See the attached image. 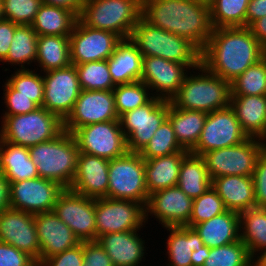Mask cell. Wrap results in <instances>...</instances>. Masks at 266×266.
Here are the masks:
<instances>
[{
  "mask_svg": "<svg viewBox=\"0 0 266 266\" xmlns=\"http://www.w3.org/2000/svg\"><path fill=\"white\" fill-rule=\"evenodd\" d=\"M35 64L36 70L42 73L68 67L71 64L69 36H38Z\"/></svg>",
  "mask_w": 266,
  "mask_h": 266,
  "instance_id": "32",
  "label": "cell"
},
{
  "mask_svg": "<svg viewBox=\"0 0 266 266\" xmlns=\"http://www.w3.org/2000/svg\"><path fill=\"white\" fill-rule=\"evenodd\" d=\"M122 38L114 32L94 29L77 20L70 41V62L73 65L107 60Z\"/></svg>",
  "mask_w": 266,
  "mask_h": 266,
  "instance_id": "15",
  "label": "cell"
},
{
  "mask_svg": "<svg viewBox=\"0 0 266 266\" xmlns=\"http://www.w3.org/2000/svg\"><path fill=\"white\" fill-rule=\"evenodd\" d=\"M73 136L79 152L112 160L128 152L120 120L99 122L78 128Z\"/></svg>",
  "mask_w": 266,
  "mask_h": 266,
  "instance_id": "11",
  "label": "cell"
},
{
  "mask_svg": "<svg viewBox=\"0 0 266 266\" xmlns=\"http://www.w3.org/2000/svg\"><path fill=\"white\" fill-rule=\"evenodd\" d=\"M34 223L40 244L39 264L81 243L53 211L35 214Z\"/></svg>",
  "mask_w": 266,
  "mask_h": 266,
  "instance_id": "21",
  "label": "cell"
},
{
  "mask_svg": "<svg viewBox=\"0 0 266 266\" xmlns=\"http://www.w3.org/2000/svg\"><path fill=\"white\" fill-rule=\"evenodd\" d=\"M97 238L114 232L143 230L146 211L142 203L111 198L95 199Z\"/></svg>",
  "mask_w": 266,
  "mask_h": 266,
  "instance_id": "10",
  "label": "cell"
},
{
  "mask_svg": "<svg viewBox=\"0 0 266 266\" xmlns=\"http://www.w3.org/2000/svg\"><path fill=\"white\" fill-rule=\"evenodd\" d=\"M0 172L12 182L39 177L28 147L0 140Z\"/></svg>",
  "mask_w": 266,
  "mask_h": 266,
  "instance_id": "29",
  "label": "cell"
},
{
  "mask_svg": "<svg viewBox=\"0 0 266 266\" xmlns=\"http://www.w3.org/2000/svg\"><path fill=\"white\" fill-rule=\"evenodd\" d=\"M240 239L253 257L266 248V208L251 207L239 214Z\"/></svg>",
  "mask_w": 266,
  "mask_h": 266,
  "instance_id": "36",
  "label": "cell"
},
{
  "mask_svg": "<svg viewBox=\"0 0 266 266\" xmlns=\"http://www.w3.org/2000/svg\"><path fill=\"white\" fill-rule=\"evenodd\" d=\"M193 199L178 186L156 191L149 195L146 211V224L149 216L154 217L161 227L186 226L191 217Z\"/></svg>",
  "mask_w": 266,
  "mask_h": 266,
  "instance_id": "19",
  "label": "cell"
},
{
  "mask_svg": "<svg viewBox=\"0 0 266 266\" xmlns=\"http://www.w3.org/2000/svg\"><path fill=\"white\" fill-rule=\"evenodd\" d=\"M203 266H252V256L241 241L210 248Z\"/></svg>",
  "mask_w": 266,
  "mask_h": 266,
  "instance_id": "44",
  "label": "cell"
},
{
  "mask_svg": "<svg viewBox=\"0 0 266 266\" xmlns=\"http://www.w3.org/2000/svg\"><path fill=\"white\" fill-rule=\"evenodd\" d=\"M37 39L38 35L33 30L32 25H18L15 29L8 55L2 61V65L16 66L14 70L32 67L37 58Z\"/></svg>",
  "mask_w": 266,
  "mask_h": 266,
  "instance_id": "35",
  "label": "cell"
},
{
  "mask_svg": "<svg viewBox=\"0 0 266 266\" xmlns=\"http://www.w3.org/2000/svg\"><path fill=\"white\" fill-rule=\"evenodd\" d=\"M226 210L223 200L211 187L201 196L193 200L190 221L186 226L193 228L196 224L210 220Z\"/></svg>",
  "mask_w": 266,
  "mask_h": 266,
  "instance_id": "46",
  "label": "cell"
},
{
  "mask_svg": "<svg viewBox=\"0 0 266 266\" xmlns=\"http://www.w3.org/2000/svg\"><path fill=\"white\" fill-rule=\"evenodd\" d=\"M164 229L169 232L165 240L166 257L169 261L165 265L192 266V252L204 245L196 230L188 226H169Z\"/></svg>",
  "mask_w": 266,
  "mask_h": 266,
  "instance_id": "30",
  "label": "cell"
},
{
  "mask_svg": "<svg viewBox=\"0 0 266 266\" xmlns=\"http://www.w3.org/2000/svg\"><path fill=\"white\" fill-rule=\"evenodd\" d=\"M10 208V182L0 172V213Z\"/></svg>",
  "mask_w": 266,
  "mask_h": 266,
  "instance_id": "57",
  "label": "cell"
},
{
  "mask_svg": "<svg viewBox=\"0 0 266 266\" xmlns=\"http://www.w3.org/2000/svg\"><path fill=\"white\" fill-rule=\"evenodd\" d=\"M210 248L203 245L201 248L194 249L191 254L192 266H203L205 260L209 256Z\"/></svg>",
  "mask_w": 266,
  "mask_h": 266,
  "instance_id": "58",
  "label": "cell"
},
{
  "mask_svg": "<svg viewBox=\"0 0 266 266\" xmlns=\"http://www.w3.org/2000/svg\"><path fill=\"white\" fill-rule=\"evenodd\" d=\"M53 212L72 230L80 242L97 240L95 198L64 189Z\"/></svg>",
  "mask_w": 266,
  "mask_h": 266,
  "instance_id": "13",
  "label": "cell"
},
{
  "mask_svg": "<svg viewBox=\"0 0 266 266\" xmlns=\"http://www.w3.org/2000/svg\"><path fill=\"white\" fill-rule=\"evenodd\" d=\"M193 228L208 248L240 240V216L234 211L226 210L210 220L196 224Z\"/></svg>",
  "mask_w": 266,
  "mask_h": 266,
  "instance_id": "27",
  "label": "cell"
},
{
  "mask_svg": "<svg viewBox=\"0 0 266 266\" xmlns=\"http://www.w3.org/2000/svg\"><path fill=\"white\" fill-rule=\"evenodd\" d=\"M112 91L119 118L129 111L145 105L153 98L149 87L142 81L116 85Z\"/></svg>",
  "mask_w": 266,
  "mask_h": 266,
  "instance_id": "42",
  "label": "cell"
},
{
  "mask_svg": "<svg viewBox=\"0 0 266 266\" xmlns=\"http://www.w3.org/2000/svg\"><path fill=\"white\" fill-rule=\"evenodd\" d=\"M265 55L266 50L248 27L213 28L201 51V64L231 83Z\"/></svg>",
  "mask_w": 266,
  "mask_h": 266,
  "instance_id": "1",
  "label": "cell"
},
{
  "mask_svg": "<svg viewBox=\"0 0 266 266\" xmlns=\"http://www.w3.org/2000/svg\"><path fill=\"white\" fill-rule=\"evenodd\" d=\"M83 242L74 248L44 259L38 266H82Z\"/></svg>",
  "mask_w": 266,
  "mask_h": 266,
  "instance_id": "50",
  "label": "cell"
},
{
  "mask_svg": "<svg viewBox=\"0 0 266 266\" xmlns=\"http://www.w3.org/2000/svg\"><path fill=\"white\" fill-rule=\"evenodd\" d=\"M0 241L31 256L39 265L40 244L34 214L8 208L0 213Z\"/></svg>",
  "mask_w": 266,
  "mask_h": 266,
  "instance_id": "20",
  "label": "cell"
},
{
  "mask_svg": "<svg viewBox=\"0 0 266 266\" xmlns=\"http://www.w3.org/2000/svg\"><path fill=\"white\" fill-rule=\"evenodd\" d=\"M82 266H113L107 252L97 241L83 242Z\"/></svg>",
  "mask_w": 266,
  "mask_h": 266,
  "instance_id": "51",
  "label": "cell"
},
{
  "mask_svg": "<svg viewBox=\"0 0 266 266\" xmlns=\"http://www.w3.org/2000/svg\"><path fill=\"white\" fill-rule=\"evenodd\" d=\"M211 182L203 157L188 152L180 166L177 186L194 200L211 188Z\"/></svg>",
  "mask_w": 266,
  "mask_h": 266,
  "instance_id": "33",
  "label": "cell"
},
{
  "mask_svg": "<svg viewBox=\"0 0 266 266\" xmlns=\"http://www.w3.org/2000/svg\"><path fill=\"white\" fill-rule=\"evenodd\" d=\"M18 25L8 19L0 20V62L8 55L11 41Z\"/></svg>",
  "mask_w": 266,
  "mask_h": 266,
  "instance_id": "53",
  "label": "cell"
},
{
  "mask_svg": "<svg viewBox=\"0 0 266 266\" xmlns=\"http://www.w3.org/2000/svg\"><path fill=\"white\" fill-rule=\"evenodd\" d=\"M263 151V140L249 137L238 145L215 149L202 157L211 179L221 176L252 177Z\"/></svg>",
  "mask_w": 266,
  "mask_h": 266,
  "instance_id": "8",
  "label": "cell"
},
{
  "mask_svg": "<svg viewBox=\"0 0 266 266\" xmlns=\"http://www.w3.org/2000/svg\"><path fill=\"white\" fill-rule=\"evenodd\" d=\"M5 110L2 115H20L27 114L36 110L39 106L25 95H16L14 90L6 81L2 84Z\"/></svg>",
  "mask_w": 266,
  "mask_h": 266,
  "instance_id": "48",
  "label": "cell"
},
{
  "mask_svg": "<svg viewBox=\"0 0 266 266\" xmlns=\"http://www.w3.org/2000/svg\"><path fill=\"white\" fill-rule=\"evenodd\" d=\"M64 187L57 182L36 177L10 183V208L30 214L53 211Z\"/></svg>",
  "mask_w": 266,
  "mask_h": 266,
  "instance_id": "17",
  "label": "cell"
},
{
  "mask_svg": "<svg viewBox=\"0 0 266 266\" xmlns=\"http://www.w3.org/2000/svg\"><path fill=\"white\" fill-rule=\"evenodd\" d=\"M256 206L266 208V152L259 156L253 173Z\"/></svg>",
  "mask_w": 266,
  "mask_h": 266,
  "instance_id": "52",
  "label": "cell"
},
{
  "mask_svg": "<svg viewBox=\"0 0 266 266\" xmlns=\"http://www.w3.org/2000/svg\"><path fill=\"white\" fill-rule=\"evenodd\" d=\"M252 266H266V248L260 250L252 257Z\"/></svg>",
  "mask_w": 266,
  "mask_h": 266,
  "instance_id": "59",
  "label": "cell"
},
{
  "mask_svg": "<svg viewBox=\"0 0 266 266\" xmlns=\"http://www.w3.org/2000/svg\"><path fill=\"white\" fill-rule=\"evenodd\" d=\"M142 54L130 39H122L107 59L109 72L115 85L141 81Z\"/></svg>",
  "mask_w": 266,
  "mask_h": 266,
  "instance_id": "25",
  "label": "cell"
},
{
  "mask_svg": "<svg viewBox=\"0 0 266 266\" xmlns=\"http://www.w3.org/2000/svg\"><path fill=\"white\" fill-rule=\"evenodd\" d=\"M198 1H204V2H209V0H198Z\"/></svg>",
  "mask_w": 266,
  "mask_h": 266,
  "instance_id": "62",
  "label": "cell"
},
{
  "mask_svg": "<svg viewBox=\"0 0 266 266\" xmlns=\"http://www.w3.org/2000/svg\"><path fill=\"white\" fill-rule=\"evenodd\" d=\"M160 57L184 65H200L201 51L187 38L161 29Z\"/></svg>",
  "mask_w": 266,
  "mask_h": 266,
  "instance_id": "37",
  "label": "cell"
},
{
  "mask_svg": "<svg viewBox=\"0 0 266 266\" xmlns=\"http://www.w3.org/2000/svg\"><path fill=\"white\" fill-rule=\"evenodd\" d=\"M140 231L109 233L98 237L96 241L107 252L113 266H142L148 253L147 242L141 237Z\"/></svg>",
  "mask_w": 266,
  "mask_h": 266,
  "instance_id": "23",
  "label": "cell"
},
{
  "mask_svg": "<svg viewBox=\"0 0 266 266\" xmlns=\"http://www.w3.org/2000/svg\"><path fill=\"white\" fill-rule=\"evenodd\" d=\"M8 78V79H7ZM6 78V82L16 90V95H25L35 102L39 107L43 105L44 80L42 73L34 69L15 70Z\"/></svg>",
  "mask_w": 266,
  "mask_h": 266,
  "instance_id": "40",
  "label": "cell"
},
{
  "mask_svg": "<svg viewBox=\"0 0 266 266\" xmlns=\"http://www.w3.org/2000/svg\"><path fill=\"white\" fill-rule=\"evenodd\" d=\"M142 17V0H85L78 20L85 26L130 38Z\"/></svg>",
  "mask_w": 266,
  "mask_h": 266,
  "instance_id": "5",
  "label": "cell"
},
{
  "mask_svg": "<svg viewBox=\"0 0 266 266\" xmlns=\"http://www.w3.org/2000/svg\"><path fill=\"white\" fill-rule=\"evenodd\" d=\"M263 143H264V151L266 152V137L263 139Z\"/></svg>",
  "mask_w": 266,
  "mask_h": 266,
  "instance_id": "61",
  "label": "cell"
},
{
  "mask_svg": "<svg viewBox=\"0 0 266 266\" xmlns=\"http://www.w3.org/2000/svg\"><path fill=\"white\" fill-rule=\"evenodd\" d=\"M168 117V100L153 97L145 105L123 114L119 120L128 152L140 153Z\"/></svg>",
  "mask_w": 266,
  "mask_h": 266,
  "instance_id": "9",
  "label": "cell"
},
{
  "mask_svg": "<svg viewBox=\"0 0 266 266\" xmlns=\"http://www.w3.org/2000/svg\"><path fill=\"white\" fill-rule=\"evenodd\" d=\"M189 151H180L170 155L146 159L145 181L148 195L177 186L179 170L184 156Z\"/></svg>",
  "mask_w": 266,
  "mask_h": 266,
  "instance_id": "28",
  "label": "cell"
},
{
  "mask_svg": "<svg viewBox=\"0 0 266 266\" xmlns=\"http://www.w3.org/2000/svg\"><path fill=\"white\" fill-rule=\"evenodd\" d=\"M85 0H42V3L61 7L74 12L79 16Z\"/></svg>",
  "mask_w": 266,
  "mask_h": 266,
  "instance_id": "55",
  "label": "cell"
},
{
  "mask_svg": "<svg viewBox=\"0 0 266 266\" xmlns=\"http://www.w3.org/2000/svg\"><path fill=\"white\" fill-rule=\"evenodd\" d=\"M4 18L3 8H2V0H0V20Z\"/></svg>",
  "mask_w": 266,
  "mask_h": 266,
  "instance_id": "60",
  "label": "cell"
},
{
  "mask_svg": "<svg viewBox=\"0 0 266 266\" xmlns=\"http://www.w3.org/2000/svg\"><path fill=\"white\" fill-rule=\"evenodd\" d=\"M109 160L79 152L69 189L90 198H108Z\"/></svg>",
  "mask_w": 266,
  "mask_h": 266,
  "instance_id": "22",
  "label": "cell"
},
{
  "mask_svg": "<svg viewBox=\"0 0 266 266\" xmlns=\"http://www.w3.org/2000/svg\"><path fill=\"white\" fill-rule=\"evenodd\" d=\"M211 187L229 211L241 213L256 206L253 177L221 176L212 179Z\"/></svg>",
  "mask_w": 266,
  "mask_h": 266,
  "instance_id": "24",
  "label": "cell"
},
{
  "mask_svg": "<svg viewBox=\"0 0 266 266\" xmlns=\"http://www.w3.org/2000/svg\"><path fill=\"white\" fill-rule=\"evenodd\" d=\"M81 90H113L107 60L91 61L75 65Z\"/></svg>",
  "mask_w": 266,
  "mask_h": 266,
  "instance_id": "41",
  "label": "cell"
},
{
  "mask_svg": "<svg viewBox=\"0 0 266 266\" xmlns=\"http://www.w3.org/2000/svg\"><path fill=\"white\" fill-rule=\"evenodd\" d=\"M230 106L248 137H266V95L231 96Z\"/></svg>",
  "mask_w": 266,
  "mask_h": 266,
  "instance_id": "26",
  "label": "cell"
},
{
  "mask_svg": "<svg viewBox=\"0 0 266 266\" xmlns=\"http://www.w3.org/2000/svg\"><path fill=\"white\" fill-rule=\"evenodd\" d=\"M42 74L44 80L42 107L64 121L72 112L81 92L75 65L70 64L68 67Z\"/></svg>",
  "mask_w": 266,
  "mask_h": 266,
  "instance_id": "14",
  "label": "cell"
},
{
  "mask_svg": "<svg viewBox=\"0 0 266 266\" xmlns=\"http://www.w3.org/2000/svg\"><path fill=\"white\" fill-rule=\"evenodd\" d=\"M42 0H2L5 19L17 25H32Z\"/></svg>",
  "mask_w": 266,
  "mask_h": 266,
  "instance_id": "47",
  "label": "cell"
},
{
  "mask_svg": "<svg viewBox=\"0 0 266 266\" xmlns=\"http://www.w3.org/2000/svg\"><path fill=\"white\" fill-rule=\"evenodd\" d=\"M266 16V0H250L246 11V27Z\"/></svg>",
  "mask_w": 266,
  "mask_h": 266,
  "instance_id": "54",
  "label": "cell"
},
{
  "mask_svg": "<svg viewBox=\"0 0 266 266\" xmlns=\"http://www.w3.org/2000/svg\"><path fill=\"white\" fill-rule=\"evenodd\" d=\"M77 20L78 16L72 11L42 3L32 28L38 36H70Z\"/></svg>",
  "mask_w": 266,
  "mask_h": 266,
  "instance_id": "34",
  "label": "cell"
},
{
  "mask_svg": "<svg viewBox=\"0 0 266 266\" xmlns=\"http://www.w3.org/2000/svg\"><path fill=\"white\" fill-rule=\"evenodd\" d=\"M248 28L266 50V16L254 21Z\"/></svg>",
  "mask_w": 266,
  "mask_h": 266,
  "instance_id": "56",
  "label": "cell"
},
{
  "mask_svg": "<svg viewBox=\"0 0 266 266\" xmlns=\"http://www.w3.org/2000/svg\"><path fill=\"white\" fill-rule=\"evenodd\" d=\"M180 151L187 150L178 143L172 125L170 121L166 119L155 131V134L140 152V155L146 160L170 155Z\"/></svg>",
  "mask_w": 266,
  "mask_h": 266,
  "instance_id": "43",
  "label": "cell"
},
{
  "mask_svg": "<svg viewBox=\"0 0 266 266\" xmlns=\"http://www.w3.org/2000/svg\"><path fill=\"white\" fill-rule=\"evenodd\" d=\"M119 120L112 90H81L72 112L63 121V129L74 133L83 126Z\"/></svg>",
  "mask_w": 266,
  "mask_h": 266,
  "instance_id": "16",
  "label": "cell"
},
{
  "mask_svg": "<svg viewBox=\"0 0 266 266\" xmlns=\"http://www.w3.org/2000/svg\"><path fill=\"white\" fill-rule=\"evenodd\" d=\"M0 140L30 147L47 142L58 136L63 121L44 107L20 115H2Z\"/></svg>",
  "mask_w": 266,
  "mask_h": 266,
  "instance_id": "6",
  "label": "cell"
},
{
  "mask_svg": "<svg viewBox=\"0 0 266 266\" xmlns=\"http://www.w3.org/2000/svg\"><path fill=\"white\" fill-rule=\"evenodd\" d=\"M230 101L231 83L210 73L200 64L186 75L170 103L182 110L210 113L226 108L230 105Z\"/></svg>",
  "mask_w": 266,
  "mask_h": 266,
  "instance_id": "3",
  "label": "cell"
},
{
  "mask_svg": "<svg viewBox=\"0 0 266 266\" xmlns=\"http://www.w3.org/2000/svg\"><path fill=\"white\" fill-rule=\"evenodd\" d=\"M207 113L196 110H182L168 100V117L178 143L191 151L198 143L206 121Z\"/></svg>",
  "mask_w": 266,
  "mask_h": 266,
  "instance_id": "31",
  "label": "cell"
},
{
  "mask_svg": "<svg viewBox=\"0 0 266 266\" xmlns=\"http://www.w3.org/2000/svg\"><path fill=\"white\" fill-rule=\"evenodd\" d=\"M108 198L130 200L147 205L145 161L140 153L127 152L109 160Z\"/></svg>",
  "mask_w": 266,
  "mask_h": 266,
  "instance_id": "7",
  "label": "cell"
},
{
  "mask_svg": "<svg viewBox=\"0 0 266 266\" xmlns=\"http://www.w3.org/2000/svg\"><path fill=\"white\" fill-rule=\"evenodd\" d=\"M250 0H209L213 28L246 27V11Z\"/></svg>",
  "mask_w": 266,
  "mask_h": 266,
  "instance_id": "38",
  "label": "cell"
},
{
  "mask_svg": "<svg viewBox=\"0 0 266 266\" xmlns=\"http://www.w3.org/2000/svg\"><path fill=\"white\" fill-rule=\"evenodd\" d=\"M247 138L249 137L243 131L233 108L229 105L207 113L200 139L190 152L202 156L215 149L238 145Z\"/></svg>",
  "mask_w": 266,
  "mask_h": 266,
  "instance_id": "12",
  "label": "cell"
},
{
  "mask_svg": "<svg viewBox=\"0 0 266 266\" xmlns=\"http://www.w3.org/2000/svg\"><path fill=\"white\" fill-rule=\"evenodd\" d=\"M130 39L136 44L142 57H160L161 28L151 25L143 17L134 26Z\"/></svg>",
  "mask_w": 266,
  "mask_h": 266,
  "instance_id": "45",
  "label": "cell"
},
{
  "mask_svg": "<svg viewBox=\"0 0 266 266\" xmlns=\"http://www.w3.org/2000/svg\"><path fill=\"white\" fill-rule=\"evenodd\" d=\"M0 266H38L27 253L0 241Z\"/></svg>",
  "mask_w": 266,
  "mask_h": 266,
  "instance_id": "49",
  "label": "cell"
},
{
  "mask_svg": "<svg viewBox=\"0 0 266 266\" xmlns=\"http://www.w3.org/2000/svg\"><path fill=\"white\" fill-rule=\"evenodd\" d=\"M39 177L69 189L74 179L79 147L72 133L63 130L54 139L28 147Z\"/></svg>",
  "mask_w": 266,
  "mask_h": 266,
  "instance_id": "4",
  "label": "cell"
},
{
  "mask_svg": "<svg viewBox=\"0 0 266 266\" xmlns=\"http://www.w3.org/2000/svg\"><path fill=\"white\" fill-rule=\"evenodd\" d=\"M266 95V55L231 82V96Z\"/></svg>",
  "mask_w": 266,
  "mask_h": 266,
  "instance_id": "39",
  "label": "cell"
},
{
  "mask_svg": "<svg viewBox=\"0 0 266 266\" xmlns=\"http://www.w3.org/2000/svg\"><path fill=\"white\" fill-rule=\"evenodd\" d=\"M142 17L155 27L187 38L200 51L213 32L209 2L142 0Z\"/></svg>",
  "mask_w": 266,
  "mask_h": 266,
  "instance_id": "2",
  "label": "cell"
},
{
  "mask_svg": "<svg viewBox=\"0 0 266 266\" xmlns=\"http://www.w3.org/2000/svg\"><path fill=\"white\" fill-rule=\"evenodd\" d=\"M198 66L184 65L156 56L143 57L141 81L149 87L153 97L170 101L186 75Z\"/></svg>",
  "mask_w": 266,
  "mask_h": 266,
  "instance_id": "18",
  "label": "cell"
}]
</instances>
